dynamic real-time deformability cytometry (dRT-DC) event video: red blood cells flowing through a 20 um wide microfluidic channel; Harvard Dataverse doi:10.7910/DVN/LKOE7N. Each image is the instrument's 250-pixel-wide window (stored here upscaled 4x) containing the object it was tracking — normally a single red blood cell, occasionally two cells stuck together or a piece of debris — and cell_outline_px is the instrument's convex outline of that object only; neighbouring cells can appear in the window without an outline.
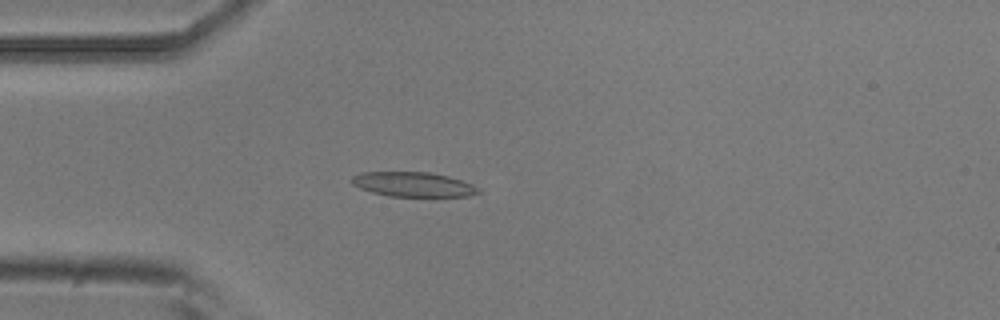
{"species": "common noctule bat (a hibernating species)", "species_latin": "Nyctalus noctula", "temperature_condition": "room temperature", "stored_images_in_passage": 4, "camera_frame_rate_fps": 3000, "um_per_image_px": 0.085, "animal": {"sex": "male", "body_mass_g": 20.5, "forearm_length_mm": 52.5}, "frame": {"image": 1, "passage_image": 4, "time_ms": 1.0, "image_size_px": [1000, 320], "cell_outline_px": [[480, 192], [468, 196], [388, 196], [372, 192], [360, 188], [352, 184], [352, 176], [360, 172], [428, 172], [448, 176], [472, 184], [480, 188]], "centroid_in_image_um": [35.11, 15.67], "position_along_channel_um": 49.9, "area_um2": 18.09}}